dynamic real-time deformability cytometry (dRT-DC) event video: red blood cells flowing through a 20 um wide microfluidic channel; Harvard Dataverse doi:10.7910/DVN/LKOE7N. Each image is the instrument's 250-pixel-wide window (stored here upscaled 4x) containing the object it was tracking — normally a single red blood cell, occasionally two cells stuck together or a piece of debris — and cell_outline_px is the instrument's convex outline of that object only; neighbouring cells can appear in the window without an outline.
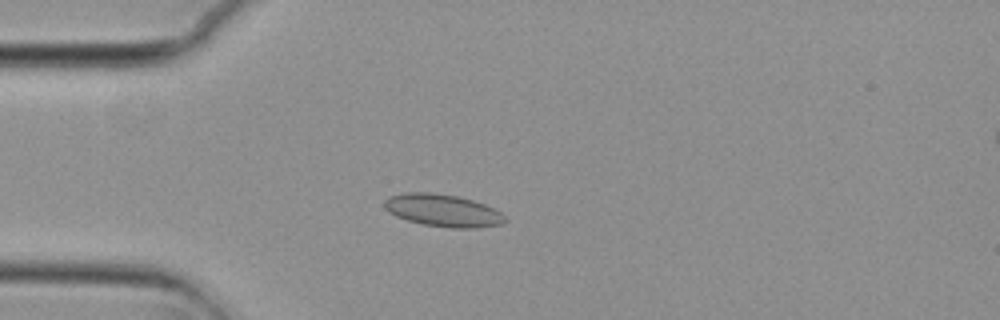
{"species": "common noctule bat (a hibernating species)", "species_latin": "Nyctalus noctula", "temperature_condition": "cold", "stored_images_in_passage": 38, "camera_frame_rate_fps": 3000, "um_per_image_px": 0.085, "animal": {"sex": "female", "body_mass_g": 29.2, "forearm_length_mm": 56.3}, "frame": {"image": 1, "passage_image": 5, "time_ms": 1.333, "image_size_px": [1000, 320], "cell_outline_px": [[508, 220], [500, 224], [476, 228], [452, 228], [424, 224], [408, 220], [396, 216], [388, 212], [384, 208], [384, 200], [388, 196], [404, 192], [432, 192], [460, 196], [484, 204], [500, 212]], "centroid_in_image_um": [37.61, 17.87], "position_along_channel_um": 47.4, "area_um2": 22.83}}
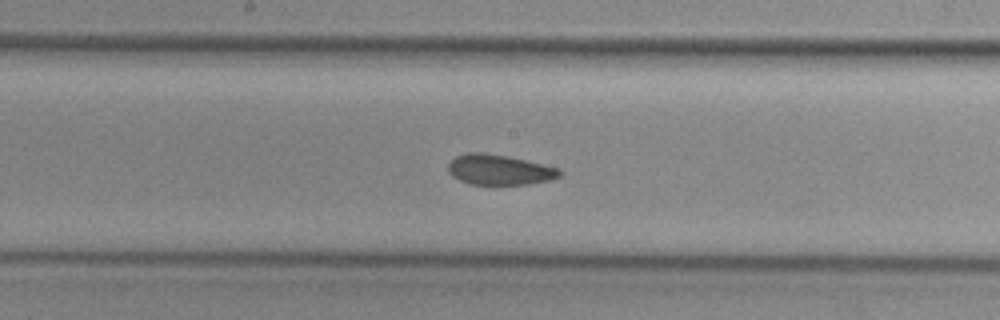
{"frame": {"image": 2, "passage_image": 19, "time_ms": 6.0, "image_size_px": [1000, 320], "cell_outline_px": [[564, 172], [560, 176], [552, 180], [528, 184], [472, 184], [460, 180], [452, 176], [448, 172], [448, 164], [456, 156], [468, 152], [484, 152], [508, 156], [560, 168]], "centroid_in_image_um": [42.47, 14.42], "position_along_channel_um": 205.7, "area_um2": 19.77}}
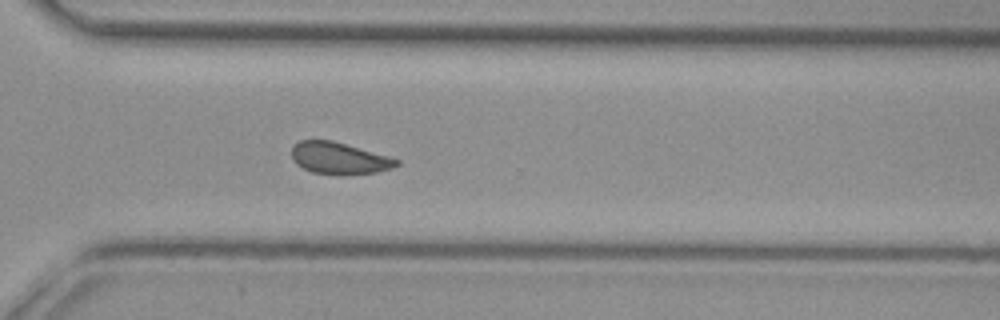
{"frame": {"image": 3, "passage_image": 30, "time_ms": 9.667, "image_size_px": [1000, 320], "cell_outline_px": [[400, 164], [392, 168], [376, 172], [344, 176], [340, 176], [312, 172], [296, 164], [292, 160], [292, 148], [300, 140], [332, 140], [388, 156], [400, 160]], "centroid_in_image_um": [28.83, 13.47], "position_along_channel_um": 341.8, "area_um2": 19.59}, "authors_computed_cell_mechanics": {"area_um2": 20.2589, "velocity_mm_per_s": 3.7136, "shape_relaxation_time_tau1_ms": null, "shape_relaxation_time_tau2_ms": 2.477, "deformation_change_tau1": null, "deformation_change_tau2": 0.0557}}